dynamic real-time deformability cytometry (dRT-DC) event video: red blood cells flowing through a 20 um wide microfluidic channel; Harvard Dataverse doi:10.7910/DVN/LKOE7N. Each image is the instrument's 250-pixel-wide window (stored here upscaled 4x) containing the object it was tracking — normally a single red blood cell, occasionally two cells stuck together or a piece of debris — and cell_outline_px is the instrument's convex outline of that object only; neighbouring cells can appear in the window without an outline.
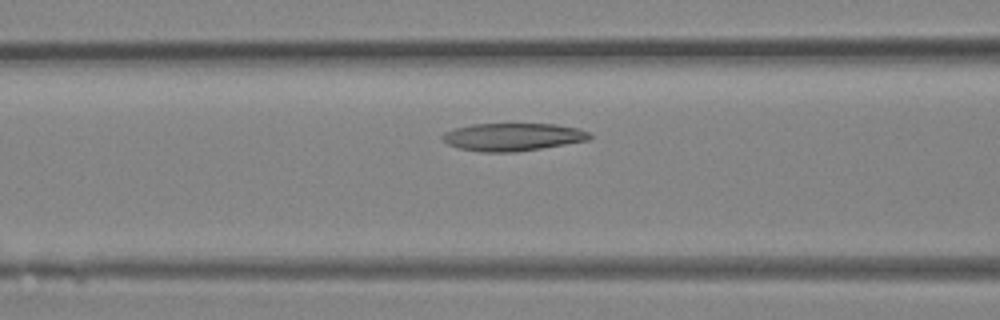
{"species": "Egyptian fruit bat (a non-hibernating species)", "species_latin": "Rousettus aegyptiacus", "temperature_condition": "room temperature", "stored_images_in_passage": 6, "segment_of_instrument_passage": [2, 2], "camera_frame_rate_fps": 3000, "um_per_image_px": 0.085, "animal": {"sex": "female"}, "frame": {"image": 1, "passage_image": 6, "time_ms": 5.667, "image_size_px": [1000, 320], "cell_outline_px": [[592, 136], [588, 140], [516, 152], [480, 152], [460, 148], [448, 144], [440, 136], [444, 132], [456, 128], [472, 124], [556, 124], [580, 128], [588, 132]], "centroid_in_image_um": [43.58, 11.63], "position_along_channel_um": 123.0, "area_um2": 23.7}}